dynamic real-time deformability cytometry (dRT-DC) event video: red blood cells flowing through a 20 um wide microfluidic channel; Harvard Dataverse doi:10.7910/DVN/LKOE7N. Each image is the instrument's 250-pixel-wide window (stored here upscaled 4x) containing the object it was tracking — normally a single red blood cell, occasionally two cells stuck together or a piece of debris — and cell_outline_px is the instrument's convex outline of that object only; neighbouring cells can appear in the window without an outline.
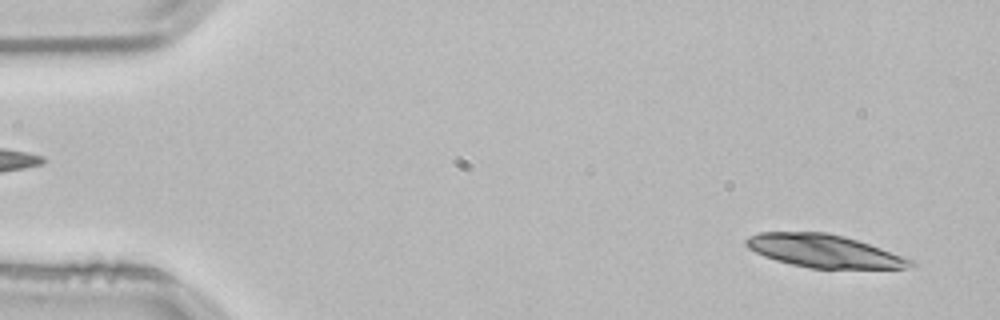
{"species": "common noctule bat (a hibernating species)", "species_latin": "Nyctalus noctula", "temperature_condition": "room temperature", "stored_images_in_passage": 19, "camera_frame_rate_fps": 3000, "um_per_image_px": 0.085, "animal": {"sex": "male", "body_mass_g": 21.5, "forearm_length_mm": 52.0}, "frame": {"image": 1, "passage_image": 2, "time_ms": 0.333, "image_size_px": [1000, 320], "cell_outline_px": [[916, 264], [904, 268], [808, 268], [776, 260], [764, 256], [748, 248], [744, 244], [744, 240], [748, 236], [760, 232], [828, 232], [844, 236], [916, 260]], "centroid_in_image_um": [70.02, 21.33], "position_along_channel_um": 15.0, "area_um2": 31.39}}